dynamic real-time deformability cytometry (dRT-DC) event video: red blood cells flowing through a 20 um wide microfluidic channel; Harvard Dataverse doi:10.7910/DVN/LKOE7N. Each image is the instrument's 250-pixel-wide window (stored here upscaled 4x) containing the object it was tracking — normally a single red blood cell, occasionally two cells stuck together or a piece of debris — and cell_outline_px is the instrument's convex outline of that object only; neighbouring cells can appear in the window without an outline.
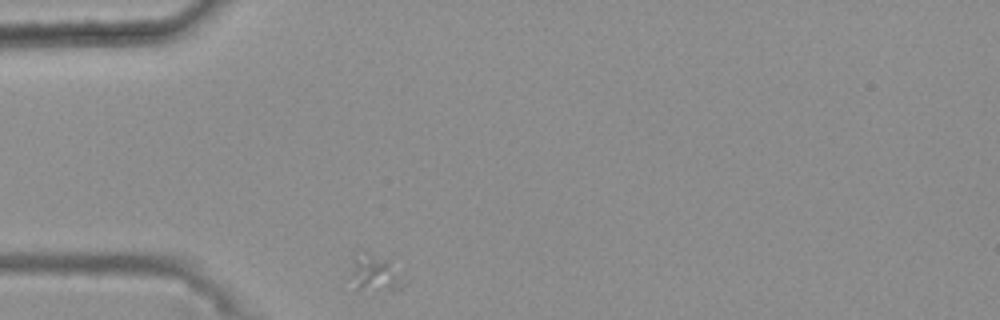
{"species": "common noctule bat (a hibernating species)", "species_latin": "Nyctalus noctula", "temperature_condition": "warm", "stored_images_in_passage": 32, "camera_frame_rate_fps": 3000, "um_per_image_px": 0.085, "animal": {"sex": "female", "body_mass_g": 25.1}, "frame": {"image": 1, "passage_image": 1, "time_ms": 0.0, "image_size_px": [1000, 320], "cell_outline_px": [[408, 284], [396, 292], [356, 288], [348, 276], [352, 256], [356, 248], [364, 248], [388, 260]], "centroid_in_image_um": [31.8, 23.16], "position_along_channel_um": 53.2, "area_um2": 12.43}}
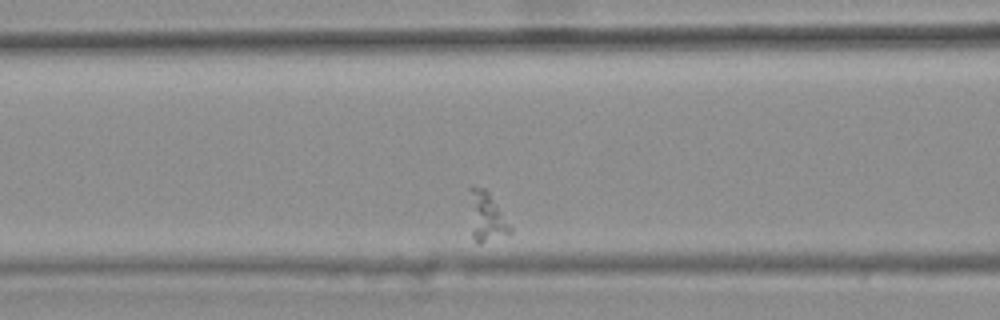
{"frame": {"image": 2, "passage_image": 9, "time_ms": 2.667, "image_size_px": [1000, 320], "cell_outline_px": [[512, 232], [480, 244], [476, 244], [472, 236], [468, 188], [472, 184], [484, 188], [488, 192], [512, 228]], "centroid_in_image_um": [41.3, 18.4], "position_along_channel_um": 125.3, "area_um2": 11.73}}
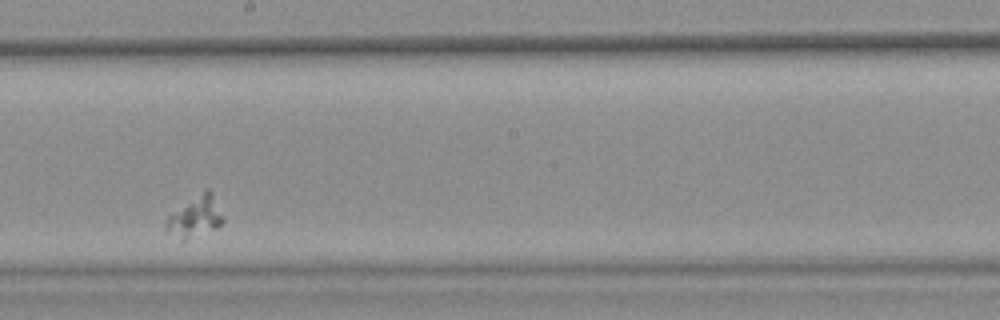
{"frame": {"image": 3, "passage_image": 19, "time_ms": 6.0, "image_size_px": [1000, 320], "cell_outline_px": [[224, 220], [216, 228], [184, 240], [168, 228], [168, 216], [204, 188], [208, 188], [212, 192], [224, 216]], "centroid_in_image_um": [16.69, 18.34], "position_along_channel_um": 231.5, "area_um2": 12.95}}